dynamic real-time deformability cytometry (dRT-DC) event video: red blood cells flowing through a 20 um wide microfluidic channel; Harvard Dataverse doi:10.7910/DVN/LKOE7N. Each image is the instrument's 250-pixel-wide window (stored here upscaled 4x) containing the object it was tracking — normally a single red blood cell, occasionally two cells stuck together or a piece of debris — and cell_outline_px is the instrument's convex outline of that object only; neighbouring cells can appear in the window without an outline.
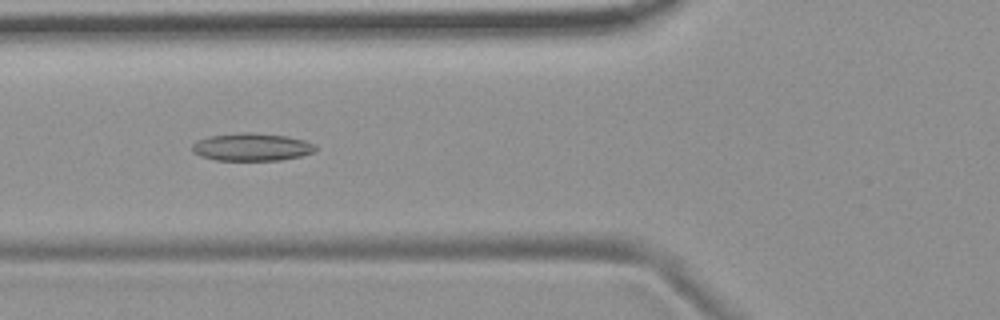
{"species": "common noctule bat (a hibernating species)", "species_latin": "Nyctalus noctula", "temperature_condition": "room temperature", "stored_images_in_passage": 55, "camera_frame_rate_fps": 3000, "um_per_image_px": 0.085, "animal": {"sex": "female", "body_mass_g": 19.9}, "frame": {"image": 1, "passage_image": 21, "time_ms": 6.667, "image_size_px": [1000, 320], "cell_outline_px": [[316, 152], [300, 156], [280, 160], [216, 160], [200, 156], [192, 152], [192, 144], [196, 140], [208, 136], [240, 132], [252, 132], [288, 136], [304, 140], [316, 144]], "centroid_in_image_um": [21.39, 12.49], "position_along_channel_um": 104.4, "area_um2": 20.17}}
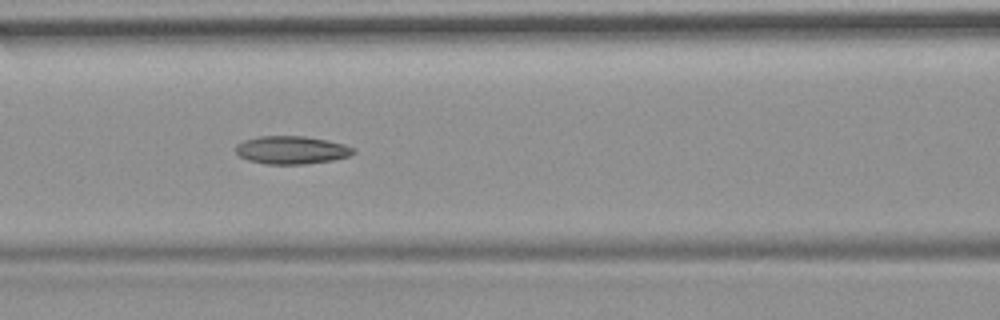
{"frame": {"image": 2, "passage_image": 24, "time_ms": 7.667, "image_size_px": [1000, 320], "cell_outline_px": [[356, 152], [348, 156], [332, 160], [304, 164], [264, 164], [248, 160], [240, 156], [236, 152], [236, 144], [244, 140], [260, 136], [304, 136], [328, 140], [344, 144], [356, 148]], "centroid_in_image_um": [24.79, 12.75], "position_along_channel_um": 141.8, "area_um2": 19.25}}
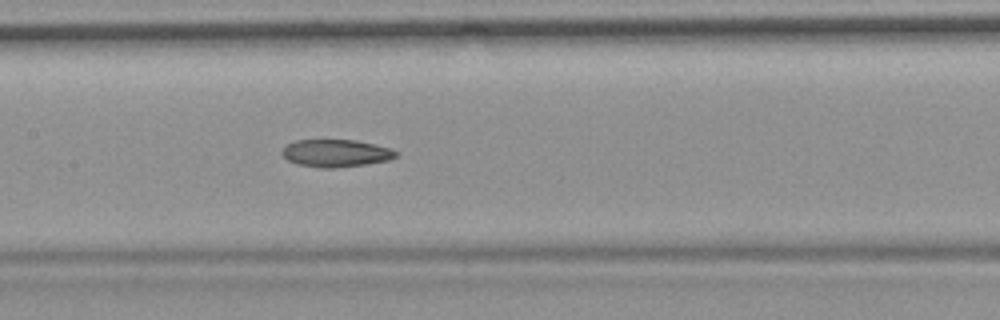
{"frame": {"image": 3, "passage_image": 27, "time_ms": 8.667, "image_size_px": [1000, 320], "cell_outline_px": [[400, 152], [396, 156], [388, 160], [364, 164], [332, 168], [320, 168], [300, 164], [288, 160], [280, 152], [288, 144], [296, 140], [356, 140], [392, 148]], "centroid_in_image_um": [28.58, 13.01], "position_along_channel_um": 178.8, "area_um2": 18.09}, "authors_computed_cell_mechanics": {"area_um2": 19.4786, "velocity_mm_per_s": 3.7169, "shape_relaxation_time_tau1_ms": null, "shape_relaxation_time_tau2_ms": 5.3061, "deformation_change_tau1": null, "deformation_change_tau2": 0.117}}